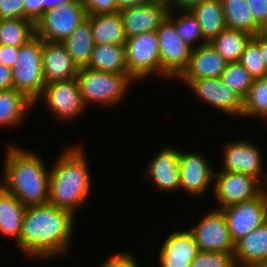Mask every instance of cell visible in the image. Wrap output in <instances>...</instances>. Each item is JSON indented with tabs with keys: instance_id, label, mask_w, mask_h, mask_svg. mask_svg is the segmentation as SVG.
Returning a JSON list of instances; mask_svg holds the SVG:
<instances>
[{
	"instance_id": "obj_16",
	"label": "cell",
	"mask_w": 267,
	"mask_h": 267,
	"mask_svg": "<svg viewBox=\"0 0 267 267\" xmlns=\"http://www.w3.org/2000/svg\"><path fill=\"white\" fill-rule=\"evenodd\" d=\"M147 167L144 177L150 179L159 192L175 193L180 190L179 156L176 147H162Z\"/></svg>"
},
{
	"instance_id": "obj_46",
	"label": "cell",
	"mask_w": 267,
	"mask_h": 267,
	"mask_svg": "<svg viewBox=\"0 0 267 267\" xmlns=\"http://www.w3.org/2000/svg\"><path fill=\"white\" fill-rule=\"evenodd\" d=\"M74 0H48V10L54 8L55 6H59L64 3H71Z\"/></svg>"
},
{
	"instance_id": "obj_38",
	"label": "cell",
	"mask_w": 267,
	"mask_h": 267,
	"mask_svg": "<svg viewBox=\"0 0 267 267\" xmlns=\"http://www.w3.org/2000/svg\"><path fill=\"white\" fill-rule=\"evenodd\" d=\"M48 11V0H24V19L35 24Z\"/></svg>"
},
{
	"instance_id": "obj_42",
	"label": "cell",
	"mask_w": 267,
	"mask_h": 267,
	"mask_svg": "<svg viewBox=\"0 0 267 267\" xmlns=\"http://www.w3.org/2000/svg\"><path fill=\"white\" fill-rule=\"evenodd\" d=\"M13 88L12 68L0 63V90Z\"/></svg>"
},
{
	"instance_id": "obj_13",
	"label": "cell",
	"mask_w": 267,
	"mask_h": 267,
	"mask_svg": "<svg viewBox=\"0 0 267 267\" xmlns=\"http://www.w3.org/2000/svg\"><path fill=\"white\" fill-rule=\"evenodd\" d=\"M189 231L199 251L234 253L235 244L231 239L226 219L219 209H212Z\"/></svg>"
},
{
	"instance_id": "obj_43",
	"label": "cell",
	"mask_w": 267,
	"mask_h": 267,
	"mask_svg": "<svg viewBox=\"0 0 267 267\" xmlns=\"http://www.w3.org/2000/svg\"><path fill=\"white\" fill-rule=\"evenodd\" d=\"M204 0H175L170 10L190 11L193 7L199 5Z\"/></svg>"
},
{
	"instance_id": "obj_11",
	"label": "cell",
	"mask_w": 267,
	"mask_h": 267,
	"mask_svg": "<svg viewBox=\"0 0 267 267\" xmlns=\"http://www.w3.org/2000/svg\"><path fill=\"white\" fill-rule=\"evenodd\" d=\"M234 244L267 222V189L255 199L233 204L223 209Z\"/></svg>"
},
{
	"instance_id": "obj_3",
	"label": "cell",
	"mask_w": 267,
	"mask_h": 267,
	"mask_svg": "<svg viewBox=\"0 0 267 267\" xmlns=\"http://www.w3.org/2000/svg\"><path fill=\"white\" fill-rule=\"evenodd\" d=\"M84 149L70 145L50 168L48 203L74 215L87 202L93 184Z\"/></svg>"
},
{
	"instance_id": "obj_39",
	"label": "cell",
	"mask_w": 267,
	"mask_h": 267,
	"mask_svg": "<svg viewBox=\"0 0 267 267\" xmlns=\"http://www.w3.org/2000/svg\"><path fill=\"white\" fill-rule=\"evenodd\" d=\"M138 263L135 255L130 251L111 254L105 262L100 263L98 267H134Z\"/></svg>"
},
{
	"instance_id": "obj_2",
	"label": "cell",
	"mask_w": 267,
	"mask_h": 267,
	"mask_svg": "<svg viewBox=\"0 0 267 267\" xmlns=\"http://www.w3.org/2000/svg\"><path fill=\"white\" fill-rule=\"evenodd\" d=\"M5 152L0 184L26 207L48 203L50 169L41 156L12 144Z\"/></svg>"
},
{
	"instance_id": "obj_7",
	"label": "cell",
	"mask_w": 267,
	"mask_h": 267,
	"mask_svg": "<svg viewBox=\"0 0 267 267\" xmlns=\"http://www.w3.org/2000/svg\"><path fill=\"white\" fill-rule=\"evenodd\" d=\"M86 19L87 12L80 0L55 6L35 24L36 36L43 41L63 42Z\"/></svg>"
},
{
	"instance_id": "obj_40",
	"label": "cell",
	"mask_w": 267,
	"mask_h": 267,
	"mask_svg": "<svg viewBox=\"0 0 267 267\" xmlns=\"http://www.w3.org/2000/svg\"><path fill=\"white\" fill-rule=\"evenodd\" d=\"M254 22L262 29L267 24V0H246Z\"/></svg>"
},
{
	"instance_id": "obj_18",
	"label": "cell",
	"mask_w": 267,
	"mask_h": 267,
	"mask_svg": "<svg viewBox=\"0 0 267 267\" xmlns=\"http://www.w3.org/2000/svg\"><path fill=\"white\" fill-rule=\"evenodd\" d=\"M227 61L210 42L192 49L187 67L176 78L187 85L191 80L221 77Z\"/></svg>"
},
{
	"instance_id": "obj_25",
	"label": "cell",
	"mask_w": 267,
	"mask_h": 267,
	"mask_svg": "<svg viewBox=\"0 0 267 267\" xmlns=\"http://www.w3.org/2000/svg\"><path fill=\"white\" fill-rule=\"evenodd\" d=\"M88 68L107 73H128L124 45H94Z\"/></svg>"
},
{
	"instance_id": "obj_14",
	"label": "cell",
	"mask_w": 267,
	"mask_h": 267,
	"mask_svg": "<svg viewBox=\"0 0 267 267\" xmlns=\"http://www.w3.org/2000/svg\"><path fill=\"white\" fill-rule=\"evenodd\" d=\"M178 149L180 190L193 197L204 196L213 187L214 169L210 161L198 152H185Z\"/></svg>"
},
{
	"instance_id": "obj_9",
	"label": "cell",
	"mask_w": 267,
	"mask_h": 267,
	"mask_svg": "<svg viewBox=\"0 0 267 267\" xmlns=\"http://www.w3.org/2000/svg\"><path fill=\"white\" fill-rule=\"evenodd\" d=\"M42 100L54 118L62 122H73L87 111L76 78L45 85L44 92L36 103Z\"/></svg>"
},
{
	"instance_id": "obj_48",
	"label": "cell",
	"mask_w": 267,
	"mask_h": 267,
	"mask_svg": "<svg viewBox=\"0 0 267 267\" xmlns=\"http://www.w3.org/2000/svg\"><path fill=\"white\" fill-rule=\"evenodd\" d=\"M248 267H267V260L251 264Z\"/></svg>"
},
{
	"instance_id": "obj_23",
	"label": "cell",
	"mask_w": 267,
	"mask_h": 267,
	"mask_svg": "<svg viewBox=\"0 0 267 267\" xmlns=\"http://www.w3.org/2000/svg\"><path fill=\"white\" fill-rule=\"evenodd\" d=\"M87 18L90 20L95 45H125L127 36L119 11L107 14L87 15Z\"/></svg>"
},
{
	"instance_id": "obj_5",
	"label": "cell",
	"mask_w": 267,
	"mask_h": 267,
	"mask_svg": "<svg viewBox=\"0 0 267 267\" xmlns=\"http://www.w3.org/2000/svg\"><path fill=\"white\" fill-rule=\"evenodd\" d=\"M13 89L24 94L36 105L45 88L42 67V40L35 36L19 47L17 60L12 67Z\"/></svg>"
},
{
	"instance_id": "obj_30",
	"label": "cell",
	"mask_w": 267,
	"mask_h": 267,
	"mask_svg": "<svg viewBox=\"0 0 267 267\" xmlns=\"http://www.w3.org/2000/svg\"><path fill=\"white\" fill-rule=\"evenodd\" d=\"M35 36V23L29 19H0L1 45L21 47Z\"/></svg>"
},
{
	"instance_id": "obj_32",
	"label": "cell",
	"mask_w": 267,
	"mask_h": 267,
	"mask_svg": "<svg viewBox=\"0 0 267 267\" xmlns=\"http://www.w3.org/2000/svg\"><path fill=\"white\" fill-rule=\"evenodd\" d=\"M167 18L175 25L176 33L192 49L207 42L202 36L198 20L191 11L170 10ZM195 43L197 44L196 46L194 45Z\"/></svg>"
},
{
	"instance_id": "obj_20",
	"label": "cell",
	"mask_w": 267,
	"mask_h": 267,
	"mask_svg": "<svg viewBox=\"0 0 267 267\" xmlns=\"http://www.w3.org/2000/svg\"><path fill=\"white\" fill-rule=\"evenodd\" d=\"M42 67L45 85L76 78L79 70L62 42L43 40Z\"/></svg>"
},
{
	"instance_id": "obj_33",
	"label": "cell",
	"mask_w": 267,
	"mask_h": 267,
	"mask_svg": "<svg viewBox=\"0 0 267 267\" xmlns=\"http://www.w3.org/2000/svg\"><path fill=\"white\" fill-rule=\"evenodd\" d=\"M221 80L242 100L245 99L255 78L239 62L227 63Z\"/></svg>"
},
{
	"instance_id": "obj_31",
	"label": "cell",
	"mask_w": 267,
	"mask_h": 267,
	"mask_svg": "<svg viewBox=\"0 0 267 267\" xmlns=\"http://www.w3.org/2000/svg\"><path fill=\"white\" fill-rule=\"evenodd\" d=\"M261 118L267 122V76L257 78L243 100L241 118Z\"/></svg>"
},
{
	"instance_id": "obj_29",
	"label": "cell",
	"mask_w": 267,
	"mask_h": 267,
	"mask_svg": "<svg viewBox=\"0 0 267 267\" xmlns=\"http://www.w3.org/2000/svg\"><path fill=\"white\" fill-rule=\"evenodd\" d=\"M253 38L244 31L225 28L210 43L215 50L228 62H239L241 54Z\"/></svg>"
},
{
	"instance_id": "obj_10",
	"label": "cell",
	"mask_w": 267,
	"mask_h": 267,
	"mask_svg": "<svg viewBox=\"0 0 267 267\" xmlns=\"http://www.w3.org/2000/svg\"><path fill=\"white\" fill-rule=\"evenodd\" d=\"M160 50L161 77L177 78L187 67L192 48L176 33L167 18L156 30Z\"/></svg>"
},
{
	"instance_id": "obj_12",
	"label": "cell",
	"mask_w": 267,
	"mask_h": 267,
	"mask_svg": "<svg viewBox=\"0 0 267 267\" xmlns=\"http://www.w3.org/2000/svg\"><path fill=\"white\" fill-rule=\"evenodd\" d=\"M222 169L218 171L238 172L259 179L267 187V171L263 165V153L259 146L249 140L230 141L223 150Z\"/></svg>"
},
{
	"instance_id": "obj_44",
	"label": "cell",
	"mask_w": 267,
	"mask_h": 267,
	"mask_svg": "<svg viewBox=\"0 0 267 267\" xmlns=\"http://www.w3.org/2000/svg\"><path fill=\"white\" fill-rule=\"evenodd\" d=\"M152 0H116L117 11L132 8L151 2Z\"/></svg>"
},
{
	"instance_id": "obj_49",
	"label": "cell",
	"mask_w": 267,
	"mask_h": 267,
	"mask_svg": "<svg viewBox=\"0 0 267 267\" xmlns=\"http://www.w3.org/2000/svg\"><path fill=\"white\" fill-rule=\"evenodd\" d=\"M261 32L267 36V24L262 28Z\"/></svg>"
},
{
	"instance_id": "obj_36",
	"label": "cell",
	"mask_w": 267,
	"mask_h": 267,
	"mask_svg": "<svg viewBox=\"0 0 267 267\" xmlns=\"http://www.w3.org/2000/svg\"><path fill=\"white\" fill-rule=\"evenodd\" d=\"M87 15H99L117 12L116 0H80Z\"/></svg>"
},
{
	"instance_id": "obj_45",
	"label": "cell",
	"mask_w": 267,
	"mask_h": 267,
	"mask_svg": "<svg viewBox=\"0 0 267 267\" xmlns=\"http://www.w3.org/2000/svg\"><path fill=\"white\" fill-rule=\"evenodd\" d=\"M253 38L260 44L262 58L267 65V36H265L262 32L258 33L257 35L253 36Z\"/></svg>"
},
{
	"instance_id": "obj_34",
	"label": "cell",
	"mask_w": 267,
	"mask_h": 267,
	"mask_svg": "<svg viewBox=\"0 0 267 267\" xmlns=\"http://www.w3.org/2000/svg\"><path fill=\"white\" fill-rule=\"evenodd\" d=\"M260 44L252 38L241 54L239 63L255 78L267 76V65L262 58Z\"/></svg>"
},
{
	"instance_id": "obj_1",
	"label": "cell",
	"mask_w": 267,
	"mask_h": 267,
	"mask_svg": "<svg viewBox=\"0 0 267 267\" xmlns=\"http://www.w3.org/2000/svg\"><path fill=\"white\" fill-rule=\"evenodd\" d=\"M75 217L49 203L27 206L19 239L21 253L36 262L64 256L72 244Z\"/></svg>"
},
{
	"instance_id": "obj_22",
	"label": "cell",
	"mask_w": 267,
	"mask_h": 267,
	"mask_svg": "<svg viewBox=\"0 0 267 267\" xmlns=\"http://www.w3.org/2000/svg\"><path fill=\"white\" fill-rule=\"evenodd\" d=\"M233 254L237 267L267 260V222L236 242Z\"/></svg>"
},
{
	"instance_id": "obj_37",
	"label": "cell",
	"mask_w": 267,
	"mask_h": 267,
	"mask_svg": "<svg viewBox=\"0 0 267 267\" xmlns=\"http://www.w3.org/2000/svg\"><path fill=\"white\" fill-rule=\"evenodd\" d=\"M0 19H24V0H0Z\"/></svg>"
},
{
	"instance_id": "obj_41",
	"label": "cell",
	"mask_w": 267,
	"mask_h": 267,
	"mask_svg": "<svg viewBox=\"0 0 267 267\" xmlns=\"http://www.w3.org/2000/svg\"><path fill=\"white\" fill-rule=\"evenodd\" d=\"M19 47L0 44V63L12 68L17 60Z\"/></svg>"
},
{
	"instance_id": "obj_8",
	"label": "cell",
	"mask_w": 267,
	"mask_h": 267,
	"mask_svg": "<svg viewBox=\"0 0 267 267\" xmlns=\"http://www.w3.org/2000/svg\"><path fill=\"white\" fill-rule=\"evenodd\" d=\"M215 201L223 209L233 204L242 203L259 197L267 187L252 176L238 172L217 171L214 172L212 188Z\"/></svg>"
},
{
	"instance_id": "obj_47",
	"label": "cell",
	"mask_w": 267,
	"mask_h": 267,
	"mask_svg": "<svg viewBox=\"0 0 267 267\" xmlns=\"http://www.w3.org/2000/svg\"><path fill=\"white\" fill-rule=\"evenodd\" d=\"M157 3H162L168 6L169 8L174 4L175 0H152Z\"/></svg>"
},
{
	"instance_id": "obj_26",
	"label": "cell",
	"mask_w": 267,
	"mask_h": 267,
	"mask_svg": "<svg viewBox=\"0 0 267 267\" xmlns=\"http://www.w3.org/2000/svg\"><path fill=\"white\" fill-rule=\"evenodd\" d=\"M62 43L78 69L88 67L95 45L90 20H84Z\"/></svg>"
},
{
	"instance_id": "obj_27",
	"label": "cell",
	"mask_w": 267,
	"mask_h": 267,
	"mask_svg": "<svg viewBox=\"0 0 267 267\" xmlns=\"http://www.w3.org/2000/svg\"><path fill=\"white\" fill-rule=\"evenodd\" d=\"M190 11L198 20L202 36L207 42L226 28L220 0H204Z\"/></svg>"
},
{
	"instance_id": "obj_35",
	"label": "cell",
	"mask_w": 267,
	"mask_h": 267,
	"mask_svg": "<svg viewBox=\"0 0 267 267\" xmlns=\"http://www.w3.org/2000/svg\"><path fill=\"white\" fill-rule=\"evenodd\" d=\"M191 267H237L233 253L199 251Z\"/></svg>"
},
{
	"instance_id": "obj_4",
	"label": "cell",
	"mask_w": 267,
	"mask_h": 267,
	"mask_svg": "<svg viewBox=\"0 0 267 267\" xmlns=\"http://www.w3.org/2000/svg\"><path fill=\"white\" fill-rule=\"evenodd\" d=\"M76 79L87 108L92 104L105 107L122 102L136 82L129 73H107L88 67L79 69Z\"/></svg>"
},
{
	"instance_id": "obj_15",
	"label": "cell",
	"mask_w": 267,
	"mask_h": 267,
	"mask_svg": "<svg viewBox=\"0 0 267 267\" xmlns=\"http://www.w3.org/2000/svg\"><path fill=\"white\" fill-rule=\"evenodd\" d=\"M186 87H189L200 101L226 113V116L241 117L243 100L225 85L220 77L191 80Z\"/></svg>"
},
{
	"instance_id": "obj_28",
	"label": "cell",
	"mask_w": 267,
	"mask_h": 267,
	"mask_svg": "<svg viewBox=\"0 0 267 267\" xmlns=\"http://www.w3.org/2000/svg\"><path fill=\"white\" fill-rule=\"evenodd\" d=\"M227 28L247 32L255 36L261 28L254 22L246 0H220Z\"/></svg>"
},
{
	"instance_id": "obj_19",
	"label": "cell",
	"mask_w": 267,
	"mask_h": 267,
	"mask_svg": "<svg viewBox=\"0 0 267 267\" xmlns=\"http://www.w3.org/2000/svg\"><path fill=\"white\" fill-rule=\"evenodd\" d=\"M159 249L160 267H191L199 252L198 245L189 230L170 232Z\"/></svg>"
},
{
	"instance_id": "obj_17",
	"label": "cell",
	"mask_w": 267,
	"mask_h": 267,
	"mask_svg": "<svg viewBox=\"0 0 267 267\" xmlns=\"http://www.w3.org/2000/svg\"><path fill=\"white\" fill-rule=\"evenodd\" d=\"M170 8L151 1L119 11L127 38L156 31L167 19Z\"/></svg>"
},
{
	"instance_id": "obj_21",
	"label": "cell",
	"mask_w": 267,
	"mask_h": 267,
	"mask_svg": "<svg viewBox=\"0 0 267 267\" xmlns=\"http://www.w3.org/2000/svg\"><path fill=\"white\" fill-rule=\"evenodd\" d=\"M26 206L0 184V234L13 239L19 248V239Z\"/></svg>"
},
{
	"instance_id": "obj_24",
	"label": "cell",
	"mask_w": 267,
	"mask_h": 267,
	"mask_svg": "<svg viewBox=\"0 0 267 267\" xmlns=\"http://www.w3.org/2000/svg\"><path fill=\"white\" fill-rule=\"evenodd\" d=\"M34 107V103L16 89L0 90V126L20 125Z\"/></svg>"
},
{
	"instance_id": "obj_6",
	"label": "cell",
	"mask_w": 267,
	"mask_h": 267,
	"mask_svg": "<svg viewBox=\"0 0 267 267\" xmlns=\"http://www.w3.org/2000/svg\"><path fill=\"white\" fill-rule=\"evenodd\" d=\"M124 47L128 73L136 81L145 80L154 73L161 77L160 50L156 31L131 36L127 38Z\"/></svg>"
}]
</instances>
